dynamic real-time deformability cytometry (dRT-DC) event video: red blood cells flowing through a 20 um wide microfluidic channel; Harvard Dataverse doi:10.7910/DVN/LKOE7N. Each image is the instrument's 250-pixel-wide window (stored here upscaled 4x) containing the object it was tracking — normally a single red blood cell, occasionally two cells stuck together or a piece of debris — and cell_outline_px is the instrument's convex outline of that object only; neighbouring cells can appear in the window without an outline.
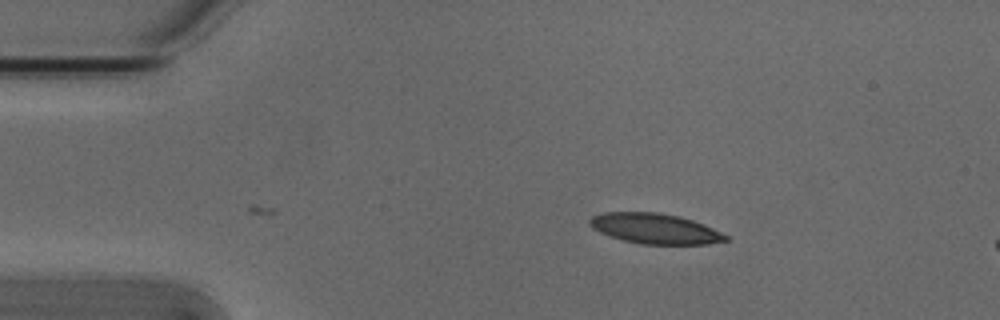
{"species": "Egyptian fruit bat (a non-hibernating species)", "species_latin": "Rousettus aegyptiacus", "temperature_condition": "cold", "stored_images_in_passage": 5, "camera_frame_rate_fps": 3000, "um_per_image_px": 0.085, "animal": {"sex": "male"}, "frame": {"image": 1, "passage_image": 1, "time_ms": 0.0, "image_size_px": [1000, 320], "cell_outline_px": [[728, 240], [708, 244], [640, 244], [624, 240], [600, 232], [592, 228], [588, 224], [588, 220], [592, 216], [604, 212], [656, 212], [680, 216], [704, 224], [728, 236]], "centroid_in_image_um": [55.66, 19.42], "position_along_channel_um": 29.3, "area_um2": 23.93}}
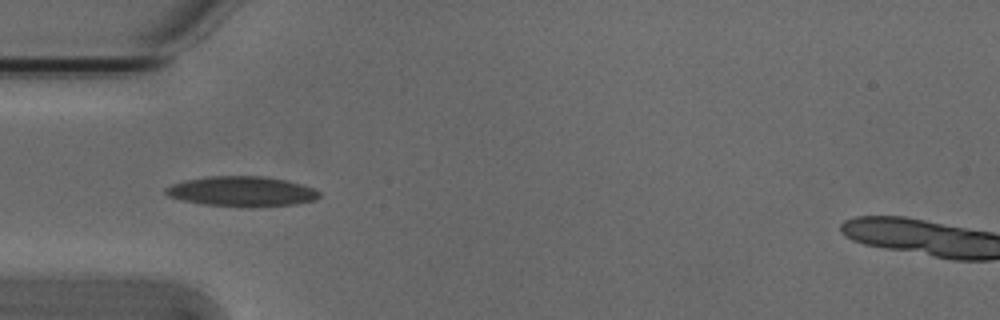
{"frame": {"image": 2, "passage_image": 3, "time_ms": 0.667, "image_size_px": [1000, 320], "cell_outline_px": [[320, 196], [316, 200], [296, 204], [252, 208], [204, 204], [184, 200], [168, 196], [164, 192], [164, 188], [172, 184], [184, 180], [204, 176], [264, 176], [284, 180], [300, 184], [312, 188], [320, 192]], "centroid_in_image_um": [20.55, 16.28], "position_along_channel_um": 64.5, "area_um2": 27.11}}
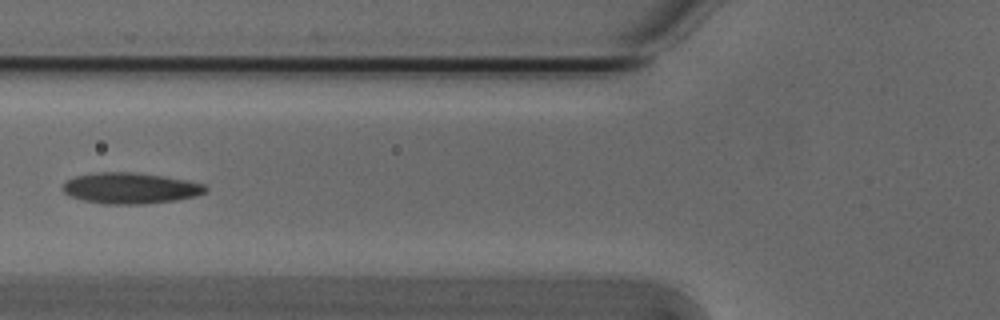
{"frame": {"image": 3, "passage_image": 4, "time_ms": 1.0, "image_size_px": [1000, 320], "cell_outline_px": [[208, 192], [196, 196], [176, 200], [144, 204], [104, 204], [84, 200], [68, 196], [60, 188], [68, 180], [76, 176], [96, 172], [136, 172], [164, 176], [204, 184], [208, 188]], "centroid_in_image_um": [11.08, 16.0], "position_along_channel_um": 114.7, "area_um2": 25.89}}